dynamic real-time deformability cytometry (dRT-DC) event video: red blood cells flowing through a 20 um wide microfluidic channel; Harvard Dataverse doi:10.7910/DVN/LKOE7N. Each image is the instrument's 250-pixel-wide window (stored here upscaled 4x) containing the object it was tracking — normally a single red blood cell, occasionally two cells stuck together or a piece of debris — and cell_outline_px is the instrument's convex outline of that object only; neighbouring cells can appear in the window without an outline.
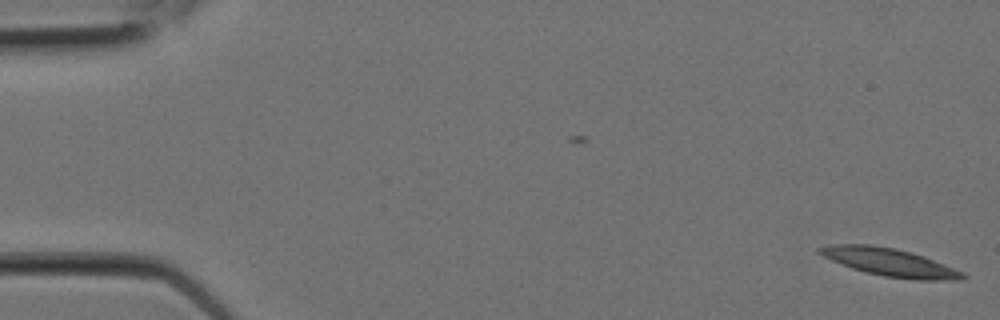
{"species": "Egyptian fruit bat (a non-hibernating species)", "species_latin": "Rousettus aegyptiacus", "temperature_condition": "room temperature", "stored_images_in_passage": 3, "camera_frame_rate_fps": 3000, "um_per_image_px": 0.085, "animal": {"sex": "female"}, "frame": {"image": 1, "passage_image": 3, "time_ms": 0.667, "image_size_px": [1000, 320], "cell_outline_px": [[968, 276], [956, 280], [920, 280], [884, 276], [852, 268], [832, 260], [816, 252], [816, 248], [832, 244], [868, 244], [896, 248], [924, 256], [964, 272]], "centroid_in_image_um": [75.63, 22.28], "position_along_channel_um": 9.4, "area_um2": 23.0}}